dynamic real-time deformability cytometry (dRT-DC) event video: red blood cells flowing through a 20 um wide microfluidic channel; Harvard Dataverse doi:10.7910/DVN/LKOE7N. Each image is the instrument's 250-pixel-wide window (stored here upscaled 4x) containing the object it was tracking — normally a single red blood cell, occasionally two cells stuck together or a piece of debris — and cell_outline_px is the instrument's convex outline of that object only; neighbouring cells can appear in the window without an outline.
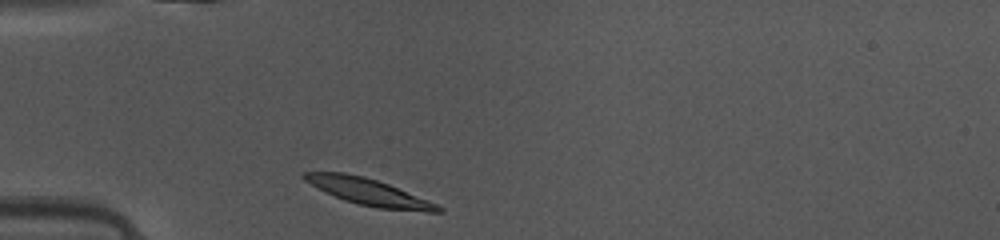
{"species": "common noctule bat (a hibernating species)", "species_latin": "Nyctalus noctula", "temperature_condition": "warm", "stored_images_in_passage": 35, "camera_frame_rate_fps": 3000, "um_per_image_px": 0.085, "animal": {"sex": "female", "body_mass_g": 10.0, "forearm_length_mm": 53.1}, "frame": {"image": 1, "passage_image": 1, "time_ms": 0.0, "image_size_px": [1000, 240], "cell_outline_px": [[444, 212], [424, 212], [376, 208], [344, 200], [304, 180], [300, 176], [300, 172], [344, 172], [364, 176], [388, 184], [428, 200], [444, 208]], "centroid_in_image_um": [31.38, 16.32], "position_along_channel_um": 53.6, "area_um2": 20.58}}
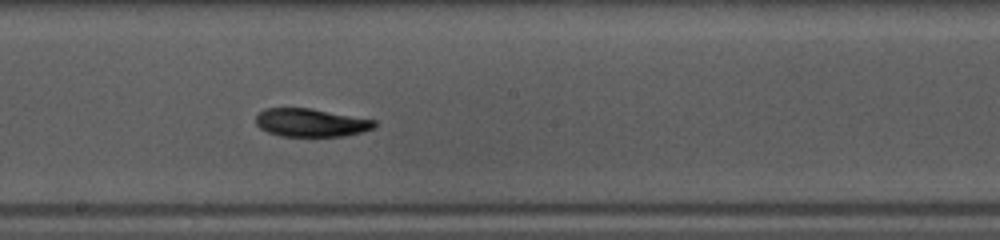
{"frame": {"image": 2, "passage_image": 14, "time_ms": 4.333, "image_size_px": [1000, 240], "cell_outline_px": [[376, 124], [372, 128], [360, 132], [344, 136], [280, 136], [268, 132], [260, 128], [256, 124], [256, 116], [264, 108], [308, 108], [376, 120]], "centroid_in_image_um": [26.39, 10.42], "position_along_channel_um": 221.8, "area_um2": 19.25}}
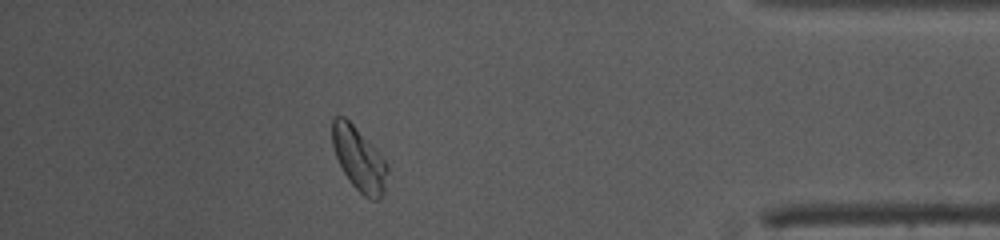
{"frame": {"image": 3, "passage_image": 30, "time_ms": 9.667, "image_size_px": [1000, 240], "cell_outline_px": [[388, 172], [384, 192], [380, 200], [372, 200], [364, 196], [352, 184], [344, 172], [336, 156], [332, 144], [332, 116], [344, 116], [372, 144], [384, 160], [388, 168]], "centroid_in_image_um": [30.52, 13.52], "position_along_channel_um": 404.7, "area_um2": 20.23}, "authors_computed_cell_mechanics": {"area_um2": 19.8832, "velocity_mm_per_s": 4.1106, "shape_relaxation_time_tau1_ms": 2.7217, "shape_relaxation_time_tau2_ms": null, "deformation_change_tau1": 0.1255, "deformation_change_tau2": null}}